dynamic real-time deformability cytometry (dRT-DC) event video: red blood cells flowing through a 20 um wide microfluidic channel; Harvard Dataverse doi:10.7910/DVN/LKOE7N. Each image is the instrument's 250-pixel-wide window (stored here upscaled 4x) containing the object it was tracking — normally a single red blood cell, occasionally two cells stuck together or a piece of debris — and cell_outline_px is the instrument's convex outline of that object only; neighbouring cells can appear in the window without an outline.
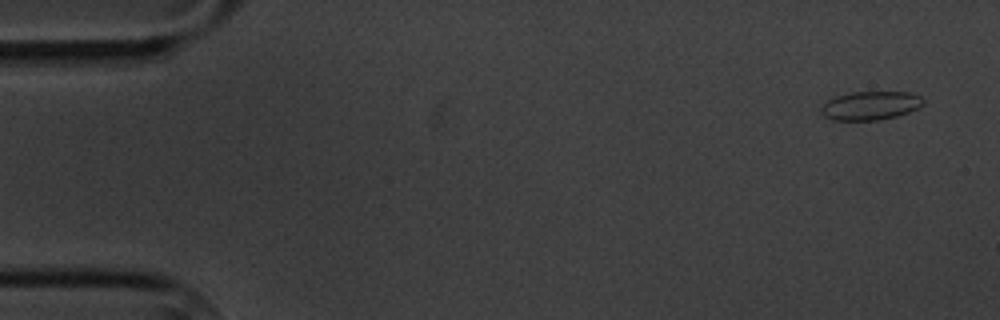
{"species": "common noctule bat (a hibernating species)", "species_latin": "Nyctalus noctula", "temperature_condition": "cold", "stored_images_in_passage": 15, "camera_frame_rate_fps": 3000, "um_per_image_px": 0.085, "animal": {"sex": "male", "body_mass_g": 20.1, "forearm_length_mm": 53.5}, "frame": {"image": 1, "passage_image": 1, "time_ms": 0.0, "image_size_px": [1000, 320], "cell_outline_px": [[924, 104], [908, 112], [896, 116], [876, 120], [832, 120], [824, 116], [820, 112], [820, 108], [828, 100], [836, 96], [852, 92], [912, 92], [920, 96], [924, 100]], "centroid_in_image_um": [73.98, 8.97], "position_along_channel_um": 11.0, "area_um2": 16.99}}
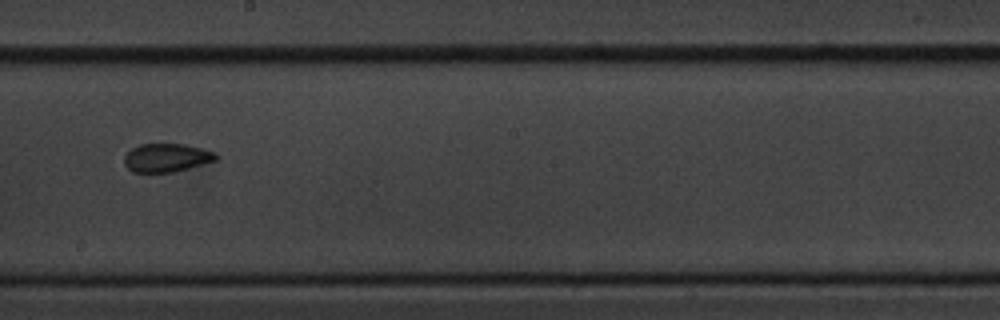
{"frame": {"image": 2, "passage_image": 9, "time_ms": 10.0, "image_size_px": [1000, 320], "cell_outline_px": [[216, 160], [188, 168], [172, 172], [132, 172], [124, 164], [124, 156], [132, 148], [140, 144], [184, 144], [216, 152]], "centroid_in_image_um": [14.13, 13.4], "position_along_channel_um": 234.1, "area_um2": 15.03}}
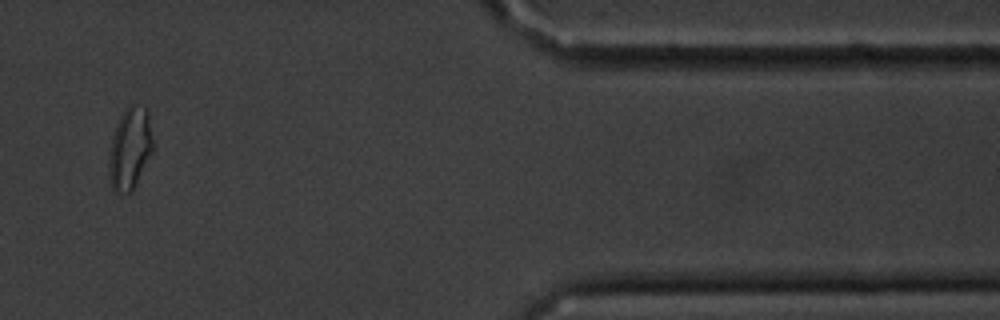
{"frame": {"image": 3, "passage_image": 14, "time_ms": 16.0, "image_size_px": [1000, 320], "cell_outline_px": [[152, 152], [132, 192], [116, 192], [112, 188], [108, 176], [108, 164], [112, 136], [116, 124], [124, 108], [132, 100], [144, 108], [148, 112], [152, 136]], "centroid_in_image_um": [11.03, 12.58], "position_along_channel_um": 400.4, "area_um2": 21.21}, "authors_computed_cell_mechanics": {"area_um2": 16.1262, "velocity_mm_per_s": 3.4186, "shape_relaxation_time_tau1_ms": null, "shape_relaxation_time_tau2_ms": 1.4177, "deformation_change_tau1": null, "deformation_change_tau2": 0.0593}}